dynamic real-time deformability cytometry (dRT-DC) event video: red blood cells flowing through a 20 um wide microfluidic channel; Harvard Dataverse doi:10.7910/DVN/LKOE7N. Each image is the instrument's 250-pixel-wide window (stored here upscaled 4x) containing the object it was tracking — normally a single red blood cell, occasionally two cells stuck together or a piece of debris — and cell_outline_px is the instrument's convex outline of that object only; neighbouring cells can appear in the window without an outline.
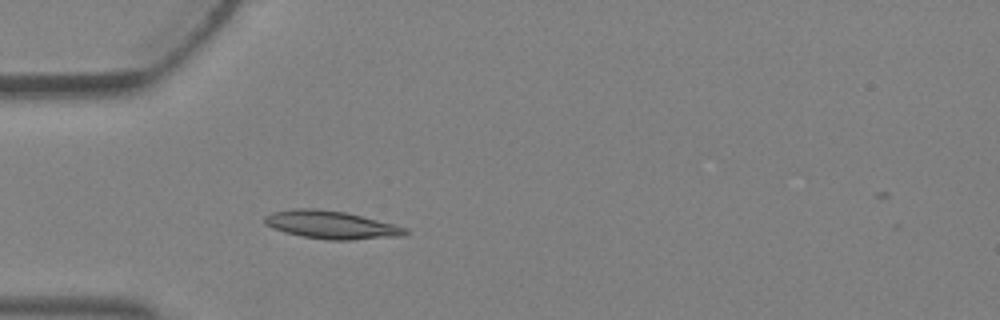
{"species": "Egyptian fruit bat (a non-hibernating species)", "species_latin": "Rousettus aegyptiacus", "temperature_condition": "warm", "stored_images_in_passage": 2, "camera_frame_rate_fps": 3000, "um_per_image_px": 0.085, "animal": {"sex": "female"}, "frame": {"image": 1, "passage_image": 2, "time_ms": 0.333, "image_size_px": [1000, 320], "cell_outline_px": [[412, 232], [404, 236], [352, 240], [328, 240], [300, 236], [284, 232], [272, 228], [264, 224], [264, 216], [272, 212], [292, 208], [316, 208], [344, 212], [396, 224], [408, 228]], "centroid_in_image_um": [28.18, 19.12], "position_along_channel_um": 56.8, "area_um2": 23.35}}